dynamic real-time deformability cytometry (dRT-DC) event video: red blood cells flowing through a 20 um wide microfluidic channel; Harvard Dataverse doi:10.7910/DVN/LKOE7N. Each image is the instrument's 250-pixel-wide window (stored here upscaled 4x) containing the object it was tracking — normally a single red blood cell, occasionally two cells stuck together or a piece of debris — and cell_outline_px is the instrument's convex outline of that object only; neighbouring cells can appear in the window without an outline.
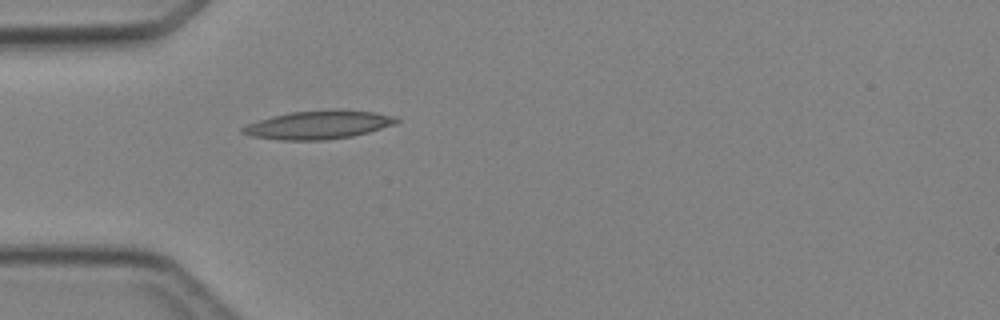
{"species": "Egyptian fruit bat (a non-hibernating species)", "species_latin": "Rousettus aegyptiacus", "temperature_condition": "cold", "stored_images_in_passage": 5, "camera_frame_rate_fps": 3000, "um_per_image_px": 0.085, "animal": {"sex": "female"}, "frame": {"image": 1, "passage_image": 5, "time_ms": 5.667, "image_size_px": [1000, 320], "cell_outline_px": [[400, 120], [396, 124], [368, 132], [352, 136], [324, 140], [280, 140], [252, 136], [240, 132], [240, 128], [248, 124], [272, 116], [292, 112], [336, 108], [376, 112], [396, 116]], "centroid_in_image_um": [27.11, 10.59], "position_along_channel_um": 57.9, "area_um2": 25.66}}